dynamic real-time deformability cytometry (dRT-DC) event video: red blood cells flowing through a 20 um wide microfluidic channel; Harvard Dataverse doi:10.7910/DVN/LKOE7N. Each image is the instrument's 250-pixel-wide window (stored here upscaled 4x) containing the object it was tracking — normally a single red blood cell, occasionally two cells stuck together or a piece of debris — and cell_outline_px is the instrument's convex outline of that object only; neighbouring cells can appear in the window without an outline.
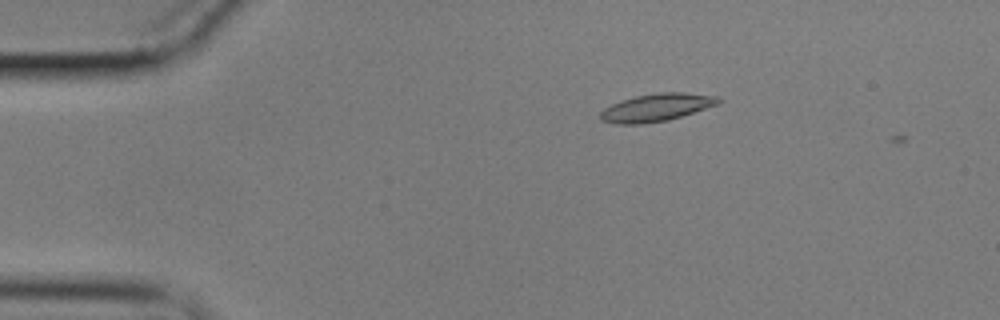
{"species": "common noctule bat (a hibernating species)", "species_latin": "Nyctalus noctula", "temperature_condition": "cold", "stored_images_in_passage": 4, "camera_frame_rate_fps": 3000, "um_per_image_px": 0.085, "animal": {"sex": "male", "body_mass_g": 17.9}, "frame": {"image": 1, "passage_image": 3, "time_ms": 0.667, "image_size_px": [1000, 320], "cell_outline_px": [[724, 100], [720, 104], [668, 120], [640, 124], [616, 124], [600, 120], [600, 112], [604, 108], [620, 100], [636, 96], [660, 92], [684, 92], [720, 96]], "centroid_in_image_um": [55.85, 9.12], "position_along_channel_um": 29.2, "area_um2": 19.25}}